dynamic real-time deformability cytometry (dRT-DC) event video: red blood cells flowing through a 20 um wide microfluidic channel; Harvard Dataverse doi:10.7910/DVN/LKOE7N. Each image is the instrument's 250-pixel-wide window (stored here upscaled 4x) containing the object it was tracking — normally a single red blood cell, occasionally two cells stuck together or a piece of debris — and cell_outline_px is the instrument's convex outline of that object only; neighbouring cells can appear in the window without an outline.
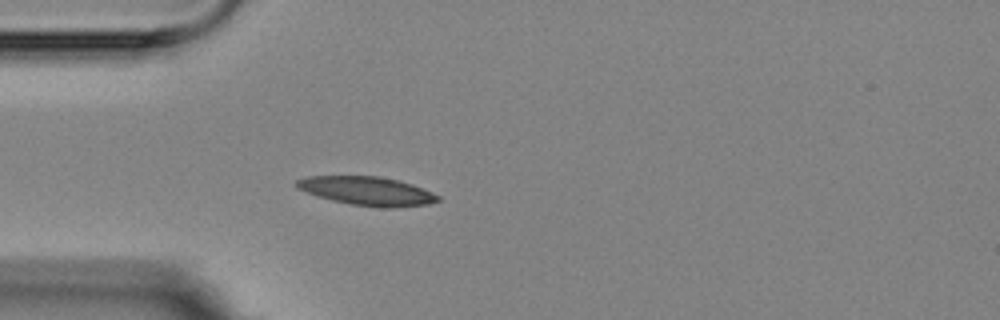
{"species": "Egyptian fruit bat (a non-hibernating species)", "species_latin": "Rousettus aegyptiacus", "temperature_condition": "room temperature", "stored_images_in_passage": 3, "camera_frame_rate_fps": 3000, "um_per_image_px": 0.085, "animal": {"sex": "female"}, "frame": {"image": 1, "passage_image": 3, "time_ms": 3.333, "image_size_px": [1000, 320], "cell_outline_px": [[440, 200], [428, 204], [396, 208], [380, 208], [352, 204], [332, 200], [316, 196], [296, 188], [292, 184], [296, 180], [308, 176], [376, 176], [396, 180], [412, 184], [432, 192], [440, 196]], "centroid_in_image_um": [31.17, 16.24], "position_along_channel_um": 53.8, "area_um2": 23.76}}